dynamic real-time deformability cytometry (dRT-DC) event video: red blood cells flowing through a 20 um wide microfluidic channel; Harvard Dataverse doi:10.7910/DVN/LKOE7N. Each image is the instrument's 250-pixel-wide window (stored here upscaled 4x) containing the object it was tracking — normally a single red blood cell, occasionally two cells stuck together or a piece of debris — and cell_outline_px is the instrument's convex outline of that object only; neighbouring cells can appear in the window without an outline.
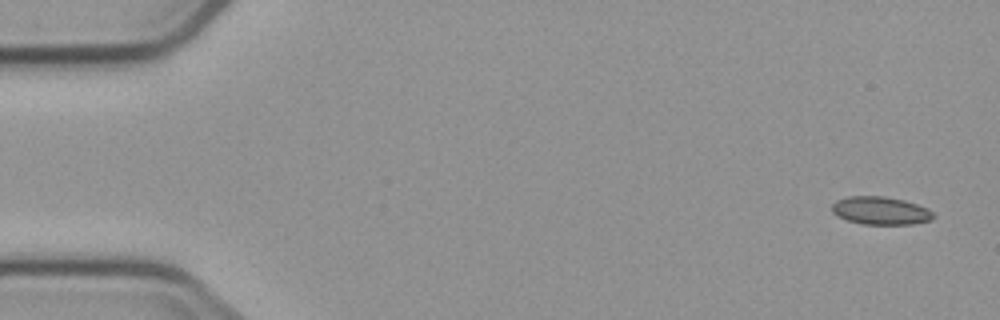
{"species": "common noctule bat (a hibernating species)", "species_latin": "Nyctalus noctula", "temperature_condition": "cold", "stored_images_in_passage": 5, "camera_frame_rate_fps": 3000, "um_per_image_px": 0.085, "animal": {"sex": "male", "body_mass_g": 23.1, "forearm_length_mm": 52.7}, "frame": {"image": 1, "passage_image": 1, "time_ms": 0.0, "image_size_px": [1000, 320], "cell_outline_px": [[936, 216], [932, 220], [912, 224], [864, 224], [848, 220], [832, 212], [832, 204], [836, 200], [848, 196], [884, 196], [904, 200], [928, 208]], "centroid_in_image_um": [74.88, 17.9], "position_along_channel_um": 10.1, "area_um2": 16.47}}
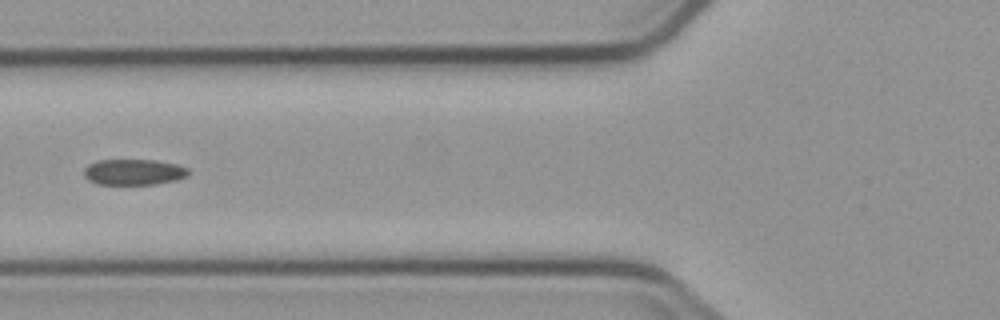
{"frame": {"image": 2, "passage_image": 5, "time_ms": 6.333, "image_size_px": [1000, 320], "cell_outline_px": [[188, 176], [176, 180], [156, 184], [96, 184], [88, 180], [84, 176], [84, 168], [88, 164], [96, 160], [156, 160], [176, 164], [188, 168]], "centroid_in_image_um": [11.35, 14.62], "position_along_channel_um": 114.5, "area_um2": 15.84}}